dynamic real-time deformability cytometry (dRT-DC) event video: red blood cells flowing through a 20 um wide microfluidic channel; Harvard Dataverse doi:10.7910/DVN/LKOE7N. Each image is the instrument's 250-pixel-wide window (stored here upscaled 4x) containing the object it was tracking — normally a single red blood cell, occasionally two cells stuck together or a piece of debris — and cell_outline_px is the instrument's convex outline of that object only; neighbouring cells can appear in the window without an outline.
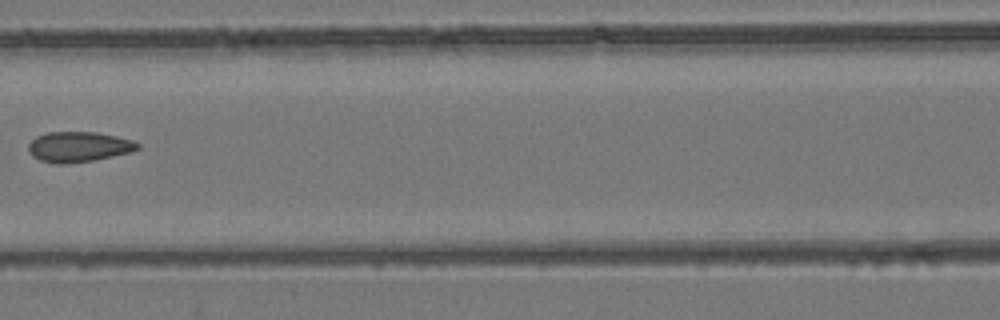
{"species": "common noctule bat (a hibernating species)", "species_latin": "Nyctalus noctula", "temperature_condition": "room temperature", "stored_images_in_passage": 8, "camera_frame_rate_fps": 3000, "um_per_image_px": 0.085, "animal": {"sex": "female", "body_mass_g": 24.6, "forearm_length_mm": 56.2}, "frame": {"image": 1, "passage_image": 7, "time_ms": 7.0, "image_size_px": [1000, 320], "cell_outline_px": [[140, 148], [128, 152], [112, 156], [92, 160], [64, 164], [56, 164], [40, 160], [32, 156], [28, 148], [28, 144], [36, 136], [48, 132], [96, 132], [116, 136], [132, 140], [140, 144]], "centroid_in_image_um": [6.66, 12.47], "position_along_channel_um": 159.9, "area_um2": 19.13}}
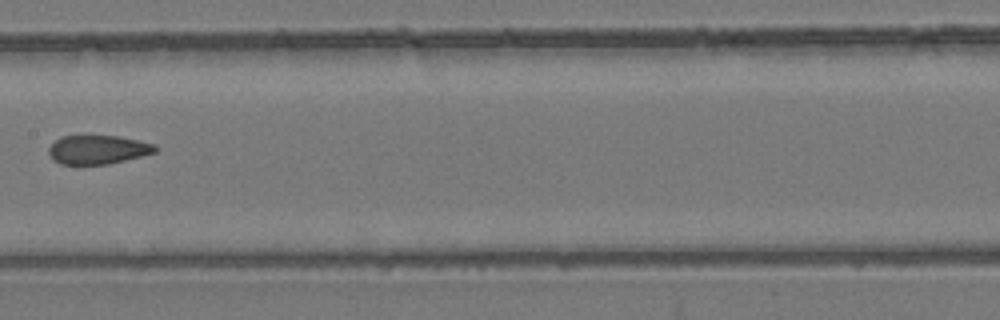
{"frame": {"image": 2, "passage_image": 8, "time_ms": 8.0, "image_size_px": [1000, 320], "cell_outline_px": [[160, 148], [156, 152], [108, 164], [60, 164], [48, 152], [48, 148], [60, 136], [116, 136], [156, 144]], "centroid_in_image_um": [8.34, 12.71], "position_along_channel_um": 199.1, "area_um2": 17.69}}